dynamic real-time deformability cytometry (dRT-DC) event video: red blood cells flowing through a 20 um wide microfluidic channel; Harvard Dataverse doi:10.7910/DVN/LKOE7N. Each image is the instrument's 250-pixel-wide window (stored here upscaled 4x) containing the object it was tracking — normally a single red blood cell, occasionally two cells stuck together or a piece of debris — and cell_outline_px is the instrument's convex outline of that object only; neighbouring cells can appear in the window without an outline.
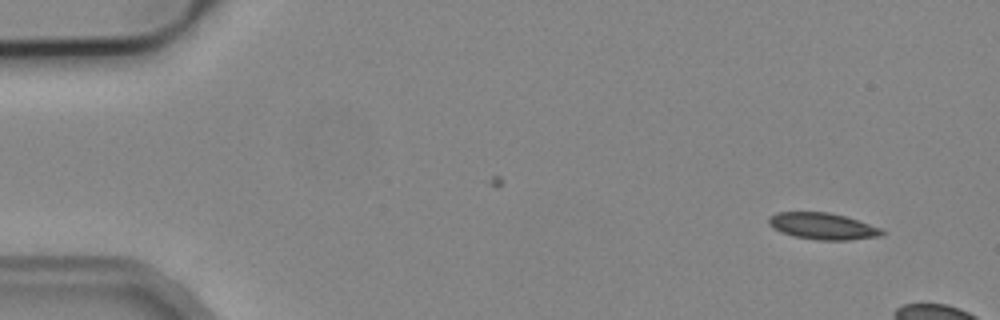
{"species": "common noctule bat (a hibernating species)", "species_latin": "Nyctalus noctula", "temperature_condition": "cold", "stored_images_in_passage": 2, "camera_frame_rate_fps": 3000, "um_per_image_px": 0.085, "animal": {"sex": "male", "body_mass_g": 19.2, "forearm_length_mm": 51.8}, "frame": {"image": 1, "passage_image": 2, "time_ms": 1.667, "image_size_px": [1000, 320], "cell_outline_px": [[884, 232], [880, 236], [848, 240], [820, 240], [796, 236], [780, 232], [772, 228], [768, 224], [768, 216], [776, 212], [828, 212], [844, 216], [880, 228]], "centroid_in_image_um": [69.86, 19.22], "position_along_channel_um": 15.1, "area_um2": 17.34}}